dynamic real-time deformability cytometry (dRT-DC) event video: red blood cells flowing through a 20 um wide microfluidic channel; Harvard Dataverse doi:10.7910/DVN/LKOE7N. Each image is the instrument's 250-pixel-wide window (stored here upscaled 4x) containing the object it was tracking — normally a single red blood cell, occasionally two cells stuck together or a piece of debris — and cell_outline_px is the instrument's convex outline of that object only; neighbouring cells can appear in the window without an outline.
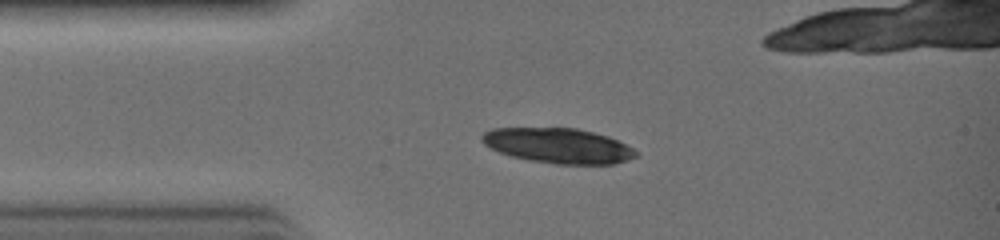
{"species": "common noctule bat (a hibernating species)", "species_latin": "Nyctalus noctula", "temperature_condition": "warm", "stored_images_in_passage": 5, "camera_frame_rate_fps": 3000, "um_per_image_px": 0.085, "animal": {"sex": "female", "body_mass_g": 19.0, "forearm_length_mm": 51.5}, "frame": {"image": 1, "passage_image": 1, "time_ms": 0.0, "image_size_px": [1000, 240], "cell_outline_px": [[636, 156], [628, 160], [612, 164], [556, 164], [528, 160], [512, 156], [500, 152], [484, 144], [480, 140], [480, 136], [484, 132], [492, 128], [576, 128], [608, 136], [632, 148], [636, 152]], "centroid_in_image_um": [47.41, 12.38], "position_along_channel_um": 37.6, "area_um2": 31.27}}